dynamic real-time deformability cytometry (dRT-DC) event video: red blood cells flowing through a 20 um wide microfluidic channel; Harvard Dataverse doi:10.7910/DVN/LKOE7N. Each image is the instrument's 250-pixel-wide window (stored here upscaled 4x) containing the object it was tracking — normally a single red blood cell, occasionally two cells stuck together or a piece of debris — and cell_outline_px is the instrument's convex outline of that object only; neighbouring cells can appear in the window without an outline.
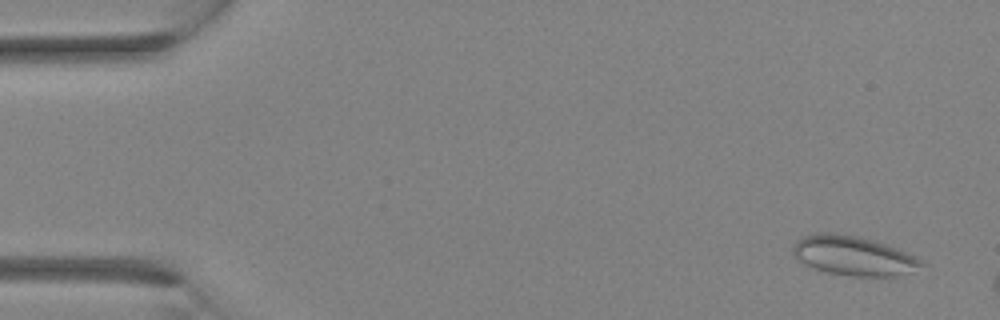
{"species": "Egyptian fruit bat (a non-hibernating species)", "species_latin": "Rousettus aegyptiacus", "temperature_condition": "room temperature", "stored_images_in_passage": 7, "camera_frame_rate_fps": 3000, "um_per_image_px": 0.085, "animal": {"sex": "female"}, "frame": {"image": 1, "passage_image": 2, "time_ms": 0.333, "image_size_px": [1000, 320], "cell_outline_px": [[928, 264], [908, 272], [896, 276], [852, 276], [828, 272], [804, 264], [792, 252], [792, 244], [796, 240], [804, 236], [816, 232], [836, 232], [856, 236], [888, 244]], "centroid_in_image_um": [72.5, 21.72], "position_along_channel_um": 12.5, "area_um2": 29.3}}